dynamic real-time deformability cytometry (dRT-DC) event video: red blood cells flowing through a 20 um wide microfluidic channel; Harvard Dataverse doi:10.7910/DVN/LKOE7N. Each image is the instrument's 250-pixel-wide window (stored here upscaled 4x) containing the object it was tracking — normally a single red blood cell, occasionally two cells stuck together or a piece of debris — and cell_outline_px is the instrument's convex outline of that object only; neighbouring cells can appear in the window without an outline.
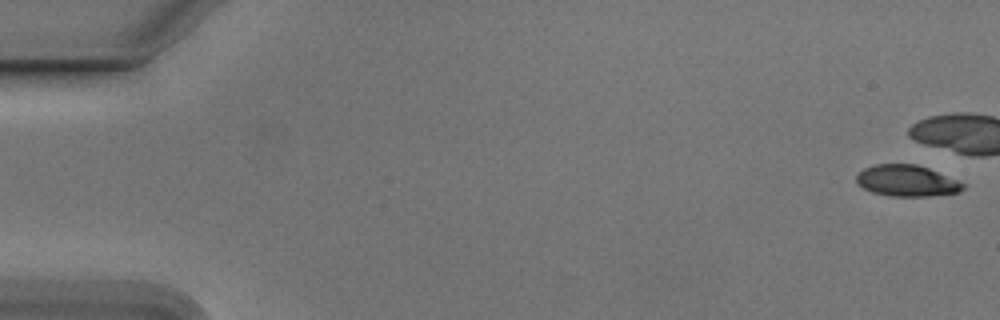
{"species": "Egyptian fruit bat (a non-hibernating species)", "species_latin": "Rousettus aegyptiacus", "temperature_condition": "cold", "stored_images_in_passage": 9, "camera_frame_rate_fps": 3000, "um_per_image_px": 0.085, "animal": {"sex": "male"}, "frame": {"image": 1, "passage_image": 1, "time_ms": 0.0, "image_size_px": [1000, 320], "cell_outline_px": [[964, 188], [960, 192], [932, 196], [888, 196], [872, 192], [864, 188], [856, 180], [856, 176], [864, 168], [872, 164], [916, 164], [928, 168], [956, 180], [964, 184]], "centroid_in_image_um": [77.06, 15.37], "position_along_channel_um": 7.9, "area_um2": 19.31}}